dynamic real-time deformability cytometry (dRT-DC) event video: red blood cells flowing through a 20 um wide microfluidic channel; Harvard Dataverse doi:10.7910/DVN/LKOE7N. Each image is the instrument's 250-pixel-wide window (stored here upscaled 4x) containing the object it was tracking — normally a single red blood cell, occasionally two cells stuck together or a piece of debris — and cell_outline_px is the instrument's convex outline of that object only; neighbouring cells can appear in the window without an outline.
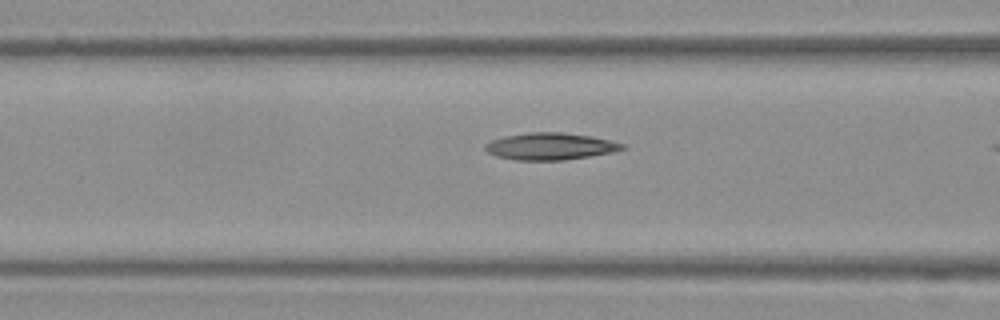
{"species": "Egyptian fruit bat (a non-hibernating species)", "species_latin": "Rousettus aegyptiacus", "temperature_condition": "warm", "stored_images_in_passage": 16, "camera_frame_rate_fps": 3000, "um_per_image_px": 0.085, "frame": {"image": 1, "passage_image": 14, "time_ms": 4.333, "image_size_px": [1000, 320], "cell_outline_px": [[628, 148], [612, 152], [564, 160], [512, 160], [496, 156], [488, 152], [484, 148], [484, 144], [492, 140], [504, 136], [528, 132], [560, 132], [592, 136], [624, 144]], "centroid_in_image_um": [46.74, 12.44], "position_along_channel_um": 119.9, "area_um2": 21.56}}